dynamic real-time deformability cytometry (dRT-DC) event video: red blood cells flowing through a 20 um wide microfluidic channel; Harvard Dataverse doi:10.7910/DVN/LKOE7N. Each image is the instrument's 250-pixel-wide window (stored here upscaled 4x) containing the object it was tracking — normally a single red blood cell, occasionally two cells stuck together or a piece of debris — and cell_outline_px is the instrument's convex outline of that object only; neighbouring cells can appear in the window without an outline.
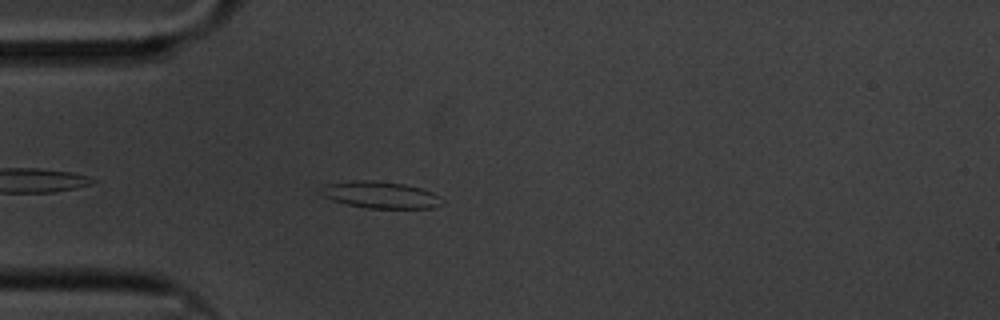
{"species": "common noctule bat (a hibernating species)", "species_latin": "Nyctalus noctula", "temperature_condition": "cold", "stored_images_in_passage": 28, "camera_frame_rate_fps": 3000, "um_per_image_px": 0.085, "animal": {"sex": "male", "body_mass_g": 20.1, "forearm_length_mm": 53.5}, "frame": {"image": 1, "passage_image": 5, "time_ms": 1.333, "image_size_px": [1000, 320], "cell_outline_px": [[444, 204], [432, 208], [368, 208], [348, 204], [332, 200], [316, 192], [316, 188], [324, 184], [352, 180], [372, 180], [404, 184], [420, 188], [432, 192], [440, 196], [444, 200]], "centroid_in_image_um": [32.29, 16.55], "position_along_channel_um": 52.7, "area_um2": 19.25}}
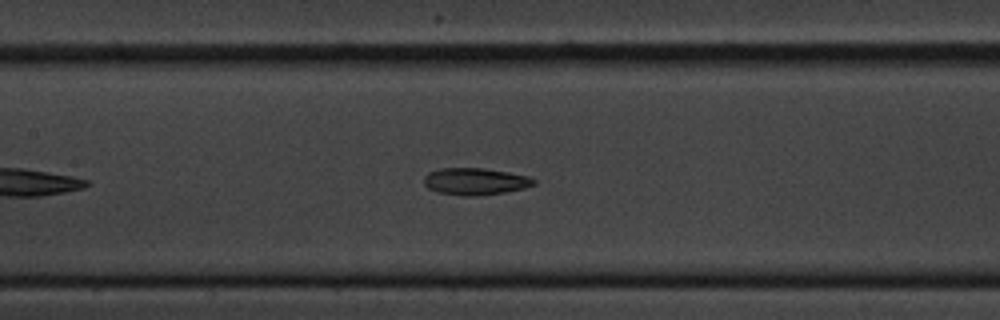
{"frame": {"image": 2, "passage_image": 16, "time_ms": 5.0, "image_size_px": [1000, 320], "cell_outline_px": [[536, 184], [524, 188], [504, 192], [476, 196], [464, 196], [436, 192], [428, 188], [424, 184], [424, 176], [428, 172], [440, 168], [484, 168], [508, 172], [528, 176], [536, 180]], "centroid_in_image_um": [40.37, 15.42], "position_along_channel_um": 167.0, "area_um2": 17.34}}
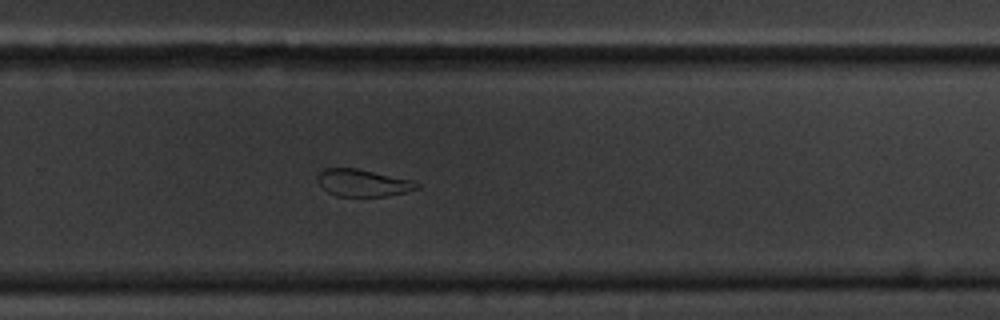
{"frame": {"image": 3, "passage_image": 28, "time_ms": 9.0, "image_size_px": [1000, 320], "cell_outline_px": [[420, 188], [404, 192], [384, 196], [336, 196], [328, 192], [316, 180], [320, 172], [324, 168], [356, 168], [412, 180], [420, 184]], "centroid_in_image_um": [30.84, 15.54], "position_along_channel_um": 299.0, "area_um2": 15.55}}